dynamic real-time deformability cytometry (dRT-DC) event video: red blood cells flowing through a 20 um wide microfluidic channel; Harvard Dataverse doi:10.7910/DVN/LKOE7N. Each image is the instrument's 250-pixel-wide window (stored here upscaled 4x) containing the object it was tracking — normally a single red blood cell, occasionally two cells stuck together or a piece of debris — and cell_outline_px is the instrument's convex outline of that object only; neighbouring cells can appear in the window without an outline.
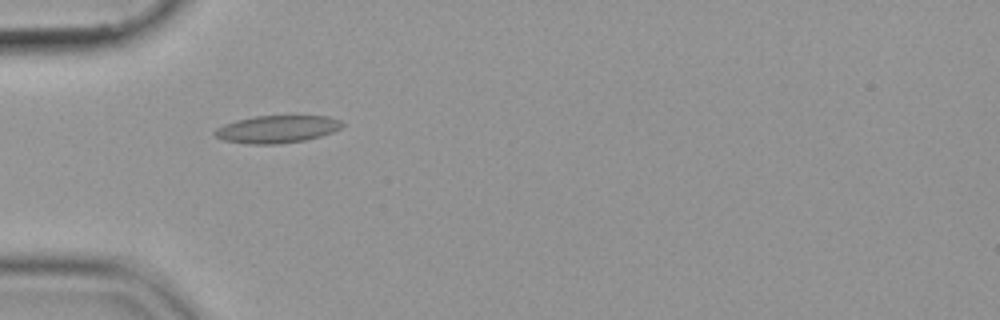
{"species": "common noctule bat (a hibernating species)", "species_latin": "Nyctalus noctula", "temperature_condition": "cold", "stored_images_in_passage": 10, "camera_frame_rate_fps": 3000, "um_per_image_px": 0.085, "animal": {"sex": "female", "body_mass_g": 19.9}, "frame": {"image": 1, "passage_image": 2, "time_ms": 0.333, "image_size_px": [1000, 320], "cell_outline_px": [[344, 124], [340, 128], [332, 132], [320, 136], [304, 140], [280, 144], [248, 144], [224, 140], [216, 136], [212, 132], [216, 128], [224, 124], [236, 120], [256, 116], [328, 116], [340, 120]], "centroid_in_image_um": [23.53, 10.98], "position_along_channel_um": 61.5, "area_um2": 20.35}}